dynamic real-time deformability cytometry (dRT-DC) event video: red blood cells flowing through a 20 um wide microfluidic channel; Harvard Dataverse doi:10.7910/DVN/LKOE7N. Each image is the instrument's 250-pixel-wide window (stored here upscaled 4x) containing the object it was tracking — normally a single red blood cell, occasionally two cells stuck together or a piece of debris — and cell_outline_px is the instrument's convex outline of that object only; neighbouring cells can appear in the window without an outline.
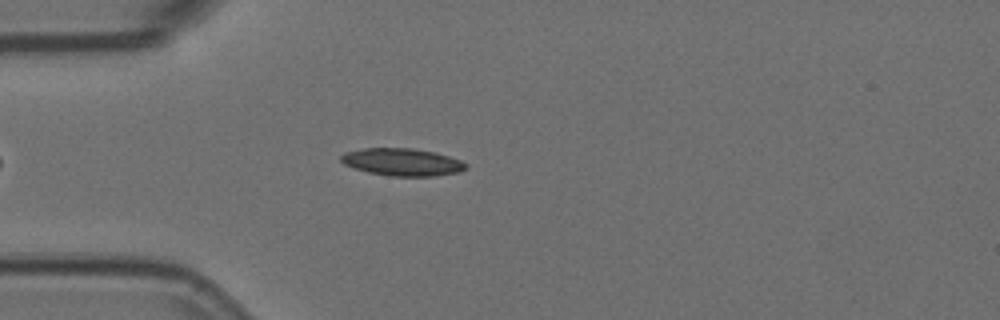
{"species": "Egyptian fruit bat (a non-hibernating species)", "species_latin": "Rousettus aegyptiacus", "temperature_condition": "room temperature", "stored_images_in_passage": 5, "camera_frame_rate_fps": 3000, "um_per_image_px": 0.085, "animal": {"sex": "female"}, "frame": {"image": 1, "passage_image": 4, "time_ms": 1.0, "image_size_px": [1000, 320], "cell_outline_px": [[468, 168], [456, 172], [436, 176], [392, 176], [368, 172], [344, 164], [340, 160], [340, 156], [344, 152], [364, 148], [412, 148], [436, 152], [460, 160], [468, 164]], "centroid_in_image_um": [34.19, 13.77], "position_along_channel_um": 50.8, "area_um2": 19.94}}